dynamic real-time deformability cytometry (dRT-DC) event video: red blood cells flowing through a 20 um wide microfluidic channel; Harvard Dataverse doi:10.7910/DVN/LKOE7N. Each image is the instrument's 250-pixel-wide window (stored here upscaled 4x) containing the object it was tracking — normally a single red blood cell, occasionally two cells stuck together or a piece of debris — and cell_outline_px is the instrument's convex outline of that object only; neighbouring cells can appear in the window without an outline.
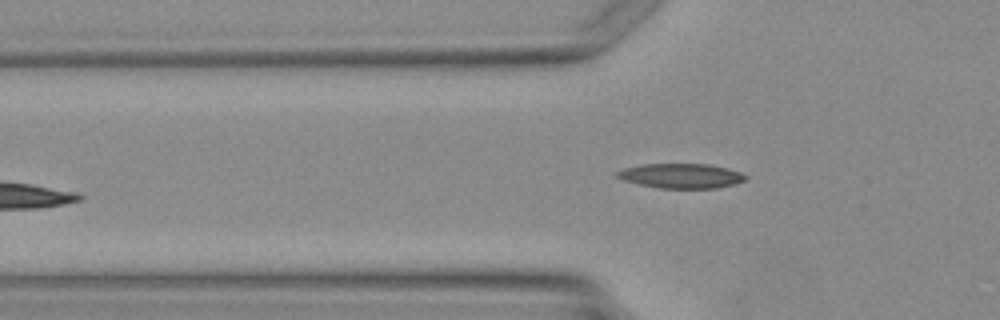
{"species": "Egyptian fruit bat (a non-hibernating species)", "species_latin": "Rousettus aegyptiacus", "temperature_condition": "warm", "stored_images_in_passage": 3, "camera_frame_rate_fps": 3000, "um_per_image_px": 0.085, "animal": {"sex": "female"}, "frame": {"image": 1, "passage_image": 3, "time_ms": 2.333, "image_size_px": [1000, 320], "cell_outline_px": [[748, 176], [744, 180], [732, 184], [716, 188], [660, 188], [640, 184], [624, 180], [616, 176], [616, 172], [624, 168], [644, 164], [708, 164], [728, 168], [740, 172]], "centroid_in_image_um": [57.9, 14.94], "position_along_channel_um": 67.9, "area_um2": 18.26}}